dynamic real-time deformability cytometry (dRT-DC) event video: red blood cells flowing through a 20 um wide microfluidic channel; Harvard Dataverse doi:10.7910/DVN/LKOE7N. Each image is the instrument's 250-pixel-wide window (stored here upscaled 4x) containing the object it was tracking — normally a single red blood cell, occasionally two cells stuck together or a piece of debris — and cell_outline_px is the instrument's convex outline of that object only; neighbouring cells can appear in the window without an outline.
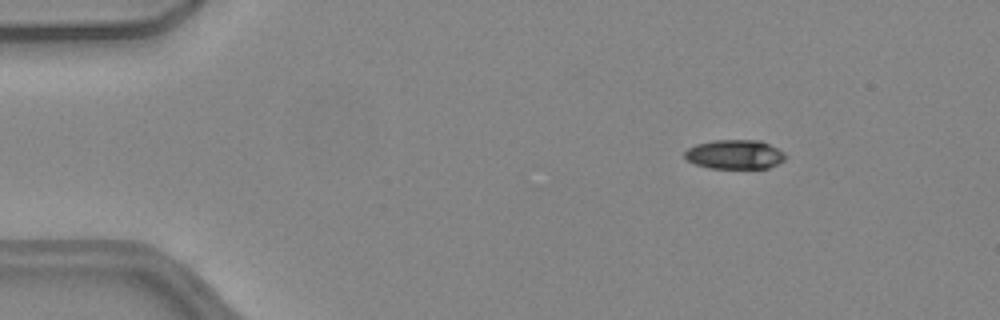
{"species": "common noctule bat (a hibernating species)", "species_latin": "Nyctalus noctula", "temperature_condition": "warm", "stored_images_in_passage": 52, "camera_frame_rate_fps": 3000, "um_per_image_px": 0.085, "animal": {"sex": "female", "body_mass_g": 24.6, "forearm_length_mm": 56.2}, "frame": {"image": 1, "passage_image": 8, "time_ms": 2.333, "image_size_px": [1000, 320], "cell_outline_px": [[784, 160], [768, 168], [708, 168], [696, 164], [688, 160], [684, 156], [684, 152], [688, 148], [696, 144], [712, 140], [760, 140], [784, 152]], "centroid_in_image_um": [62.42, 13.12], "position_along_channel_um": 22.6, "area_um2": 17.05}}
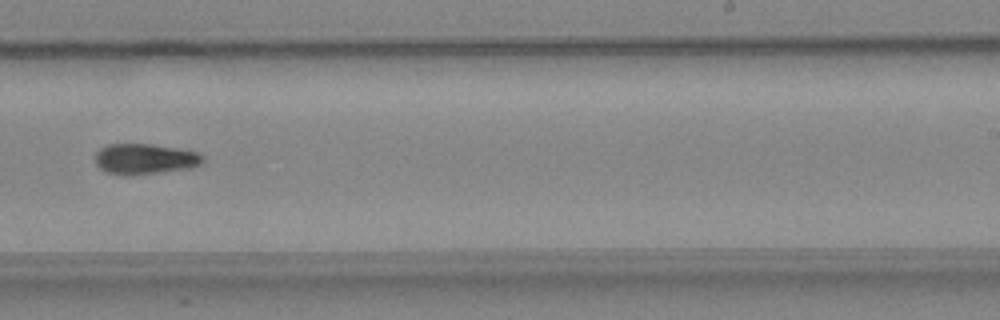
{"frame": {"image": 2, "passage_image": 33, "time_ms": 10.667, "image_size_px": [1000, 320], "cell_outline_px": [[204, 160], [200, 164], [192, 168], [156, 172], [108, 172], [100, 168], [96, 164], [96, 152], [100, 148], [108, 144], [152, 144], [180, 148], [200, 152], [204, 156]], "centroid_in_image_um": [12.4, 13.45], "position_along_channel_um": 276.6, "area_um2": 18.55}}
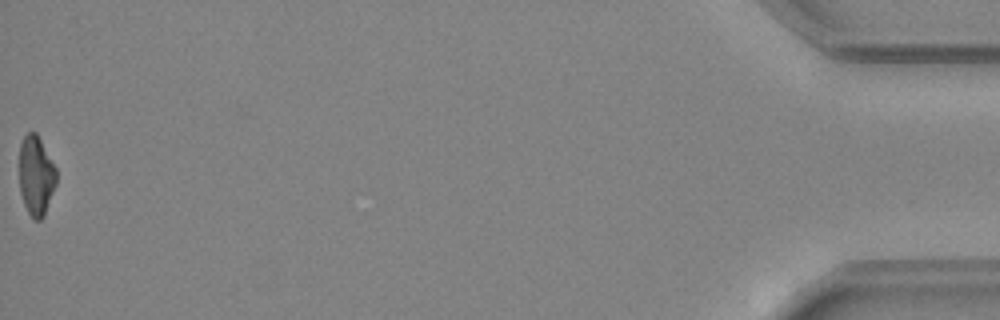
{"frame": {"image": 3, "passage_image": 52, "time_ms": 17.0, "image_size_px": [1000, 320], "cell_outline_px": [[56, 184], [44, 216], [40, 220], [32, 220], [24, 204], [20, 192], [20, 144], [24, 136], [28, 132], [36, 132], [56, 168]], "centroid_in_image_um": [3.06, 14.95], "position_along_channel_um": 432.1, "area_um2": 17.11}, "authors_computed_cell_mechanics": {"area_um2": 18.496, "velocity_mm_per_s": 4.0753, "shape_relaxation_time_tau1_ms": 5.2298, "shape_relaxation_time_tau2_ms": null, "deformation_change_tau1": 0.1654, "deformation_change_tau2": null}}